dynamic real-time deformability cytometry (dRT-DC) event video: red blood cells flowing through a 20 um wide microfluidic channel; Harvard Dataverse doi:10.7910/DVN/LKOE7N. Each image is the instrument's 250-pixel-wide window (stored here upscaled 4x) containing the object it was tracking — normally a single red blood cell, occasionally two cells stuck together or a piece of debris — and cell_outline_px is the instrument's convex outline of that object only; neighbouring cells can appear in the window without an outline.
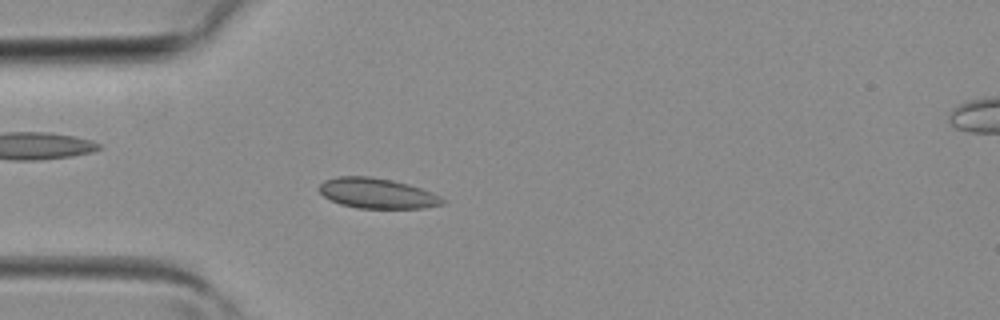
{"species": "common noctule bat (a hibernating species)", "species_latin": "Nyctalus noctula", "temperature_condition": "room temperature", "stored_images_in_passage": 1, "camera_frame_rate_fps": 3000, "um_per_image_px": 0.085, "animal": {"sex": "female", "body_mass_g": 19.3, "forearm_length_mm": 54.1}, "frame": {"image": 1, "passage_image": 1, "time_ms": 0.0, "image_size_px": [1000, 320], "cell_outline_px": [[448, 200], [444, 204], [424, 208], [356, 208], [340, 204], [324, 196], [316, 188], [324, 180], [336, 176], [372, 176], [392, 180], [408, 184], [432, 192]], "centroid_in_image_um": [32.06, 16.42], "position_along_channel_um": 52.9, "area_um2": 21.96}}